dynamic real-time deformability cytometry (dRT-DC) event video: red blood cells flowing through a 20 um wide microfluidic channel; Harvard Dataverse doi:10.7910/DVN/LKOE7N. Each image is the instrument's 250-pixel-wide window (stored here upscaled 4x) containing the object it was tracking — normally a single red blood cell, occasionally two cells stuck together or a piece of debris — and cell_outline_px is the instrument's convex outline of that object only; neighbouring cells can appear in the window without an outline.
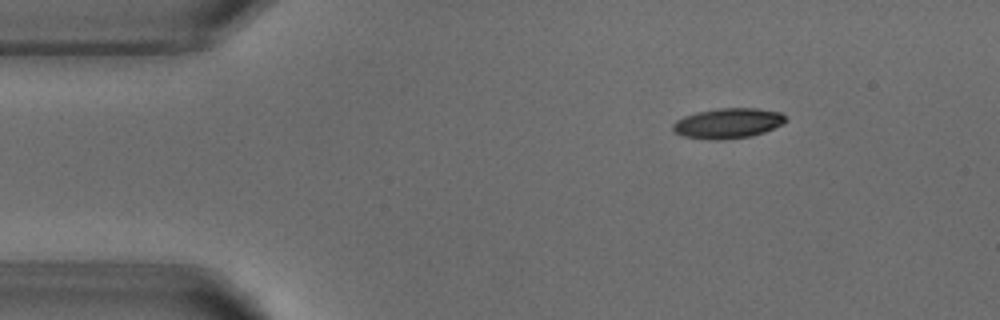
{"species": "common noctule bat (a hibernating species)", "species_latin": "Nyctalus noctula", "temperature_condition": "warm", "stored_images_in_passage": 46, "camera_frame_rate_fps": 3000, "um_per_image_px": 0.085, "animal": {"sex": "male", "body_mass_g": 18.8}, "frame": {"image": 1, "passage_image": 1, "time_ms": 0.0, "image_size_px": [1000, 320], "cell_outline_px": [[788, 120], [784, 124], [764, 132], [752, 136], [720, 140], [716, 140], [684, 136], [672, 132], [672, 124], [676, 120], [684, 116], [696, 112], [720, 108], [756, 108], [780, 112]], "centroid_in_image_um": [61.87, 10.47], "position_along_channel_um": 23.1, "area_um2": 19.94}}
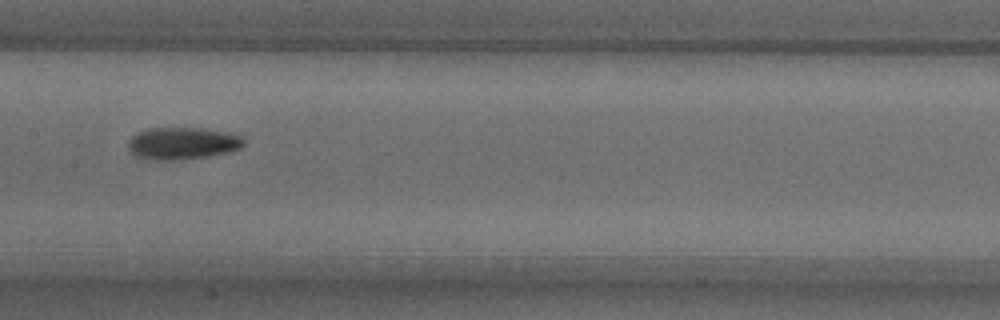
{"frame": {"image": 2, "passage_image": 19, "time_ms": 6.0, "image_size_px": [1000, 320], "cell_outline_px": [[244, 144], [240, 148], [232, 152], [180, 160], [148, 160], [132, 152], [128, 148], [128, 144], [132, 136], [148, 128], [200, 128], [228, 132], [244, 136]], "centroid_in_image_um": [15.56, 12.18], "position_along_channel_um": 191.8, "area_um2": 21.68}}
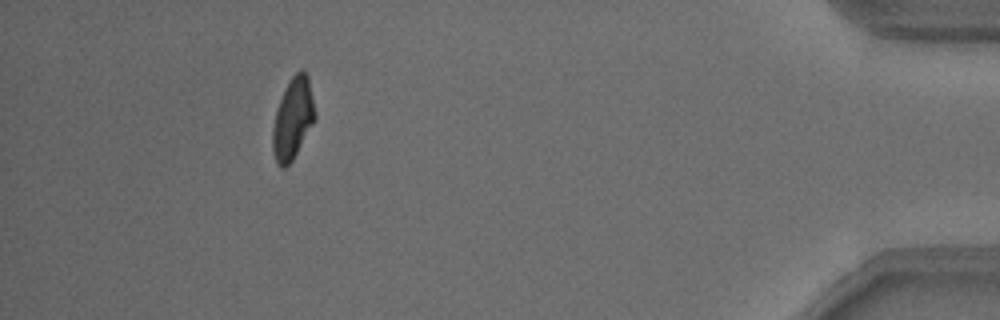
{"frame": {"image": 3, "passage_image": 41, "time_ms": 13.333, "image_size_px": [1000, 320], "cell_outline_px": [[316, 120], [292, 160], [284, 168], [280, 168], [276, 164], [272, 148], [272, 128], [276, 112], [284, 88], [288, 80], [300, 68], [304, 68], [308, 76], [316, 112]], "centroid_in_image_um": [24.9, 10.06], "position_along_channel_um": 410.3, "area_um2": 20.35}, "authors_computed_cell_mechanics": {"area_um2": 20.4901, "velocity_mm_per_s": 3.8433, "shape_relaxation_time_tau1_ms": 5.3377, "shape_relaxation_time_tau2_ms": 4.1372, "deformation_change_tau1": 0.1922, "deformation_change_tau2": 0.1064}}